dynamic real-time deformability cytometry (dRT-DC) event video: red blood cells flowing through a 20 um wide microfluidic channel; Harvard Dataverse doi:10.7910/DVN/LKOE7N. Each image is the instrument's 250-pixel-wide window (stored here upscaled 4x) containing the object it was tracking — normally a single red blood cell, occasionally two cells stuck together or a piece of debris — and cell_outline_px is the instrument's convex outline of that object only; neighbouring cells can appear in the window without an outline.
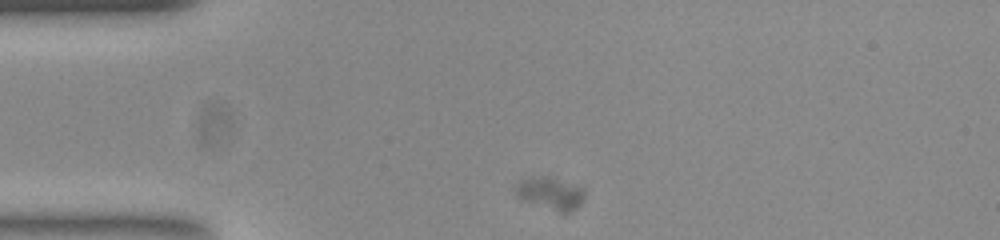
{"species": "common noctule bat (a hibernating species)", "species_latin": "Nyctalus noctula", "temperature_condition": "room temperature", "stored_images_in_passage": 41, "camera_frame_rate_fps": 3000, "um_per_image_px": 0.085, "animal": {"sex": "female", "body_mass_g": 23.0, "forearm_length_mm": 53.4}, "frame": {"image": 1, "passage_image": 1, "time_ms": 0.0, "image_size_px": [1000, 240], "cell_outline_px": [[584, 196], [576, 208], [568, 212], [560, 212], [520, 200], [516, 196], [516, 192], [520, 184], [524, 180], [548, 180], [580, 188], [584, 192]], "centroid_in_image_um": [46.78, 16.56], "position_along_channel_um": 38.2, "area_um2": 11.39}}
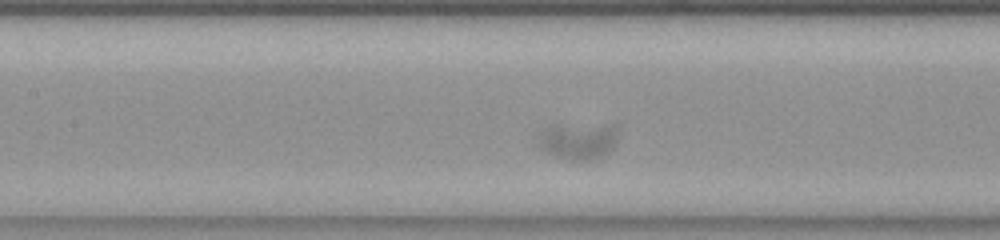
{"frame": {"image": 2, "passage_image": 16, "time_ms": 5.0, "image_size_px": [1000, 240], "cell_outline_px": [[612, 148], [608, 152], [592, 160], [572, 160], [556, 156], [548, 152], [540, 144], [540, 140], [544, 132], [548, 128], [612, 124]], "centroid_in_image_um": [49.16, 12.04], "position_along_channel_um": 158.2, "area_um2": 15.26}}
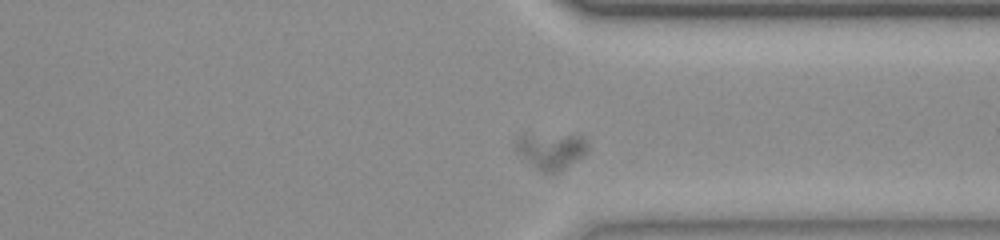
{"frame": {"image": 3, "passage_image": 36, "time_ms": 11.667, "image_size_px": [1000, 240], "cell_outline_px": [[588, 144], [584, 152], [580, 156], [560, 172], [544, 172], [532, 164], [516, 148], [516, 144], [520, 136], [580, 136]], "centroid_in_image_um": [46.87, 12.84], "position_along_channel_um": 364.5, "area_um2": 13.81}}